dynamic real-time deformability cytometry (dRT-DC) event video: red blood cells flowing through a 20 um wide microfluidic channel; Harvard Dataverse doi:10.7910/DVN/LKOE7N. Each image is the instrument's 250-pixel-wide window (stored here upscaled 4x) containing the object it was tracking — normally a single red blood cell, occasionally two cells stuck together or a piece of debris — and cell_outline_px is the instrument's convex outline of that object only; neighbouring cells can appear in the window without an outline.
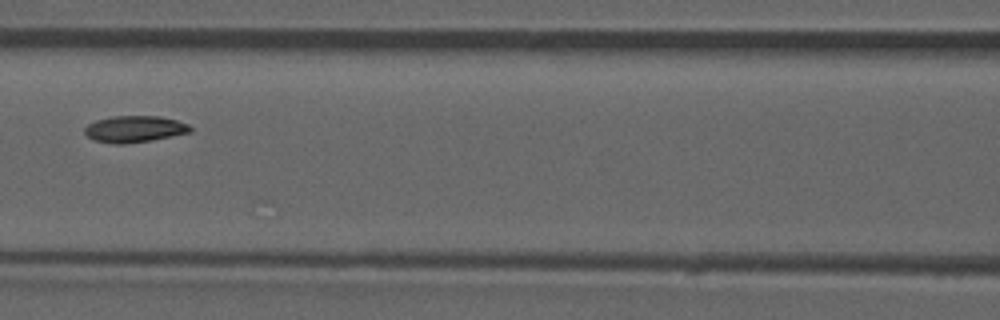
{"species": "common noctule bat (a hibernating species)", "species_latin": "Nyctalus noctula", "temperature_condition": "room temperature", "stored_images_in_passage": 5, "camera_frame_rate_fps": 3000, "um_per_image_px": 0.085, "animal": {"sex": "male", "forearm_length_mm": 52.5}, "frame": {"image": 1, "passage_image": 5, "time_ms": 1.333, "image_size_px": [1000, 320], "cell_outline_px": [[192, 132], [152, 140], [124, 144], [112, 144], [96, 140], [88, 136], [84, 132], [84, 128], [88, 124], [96, 120], [112, 116], [160, 116], [176, 120], [188, 124], [192, 128]], "centroid_in_image_um": [11.45, 10.97], "position_along_channel_um": 155.2, "area_um2": 16.36}}